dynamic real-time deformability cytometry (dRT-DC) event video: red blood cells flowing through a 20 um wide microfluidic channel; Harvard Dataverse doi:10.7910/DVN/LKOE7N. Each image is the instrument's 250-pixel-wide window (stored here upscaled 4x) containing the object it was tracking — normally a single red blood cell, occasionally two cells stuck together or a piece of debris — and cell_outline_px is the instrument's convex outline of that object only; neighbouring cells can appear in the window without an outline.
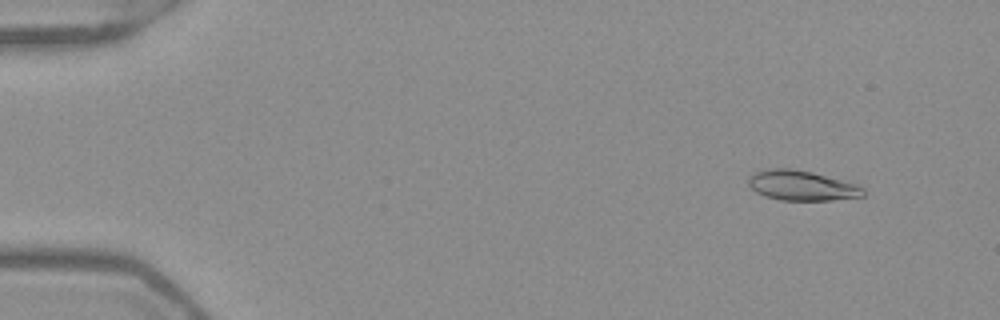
{"species": "Egyptian fruit bat (a non-hibernating species)", "species_latin": "Rousettus aegyptiacus", "temperature_condition": "warm", "stored_images_in_passage": 52, "camera_frame_rate_fps": 3000, "um_per_image_px": 0.085, "frame": {"image": 1, "passage_image": 5, "time_ms": 1.333, "image_size_px": [1000, 320], "cell_outline_px": [[864, 196], [832, 200], [780, 200], [764, 196], [756, 192], [748, 184], [748, 176], [756, 172], [768, 168], [792, 168], [812, 172], [856, 184], [864, 188]], "centroid_in_image_um": [68.12, 15.77], "position_along_channel_um": 16.9, "area_um2": 20.06}}
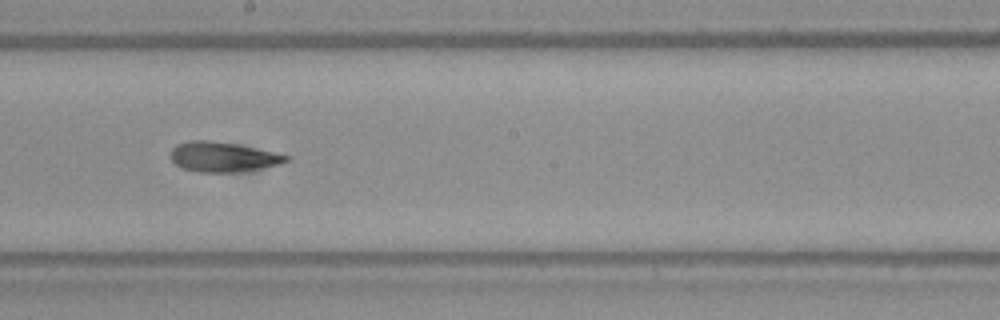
{"frame": {"image": 2, "passage_image": 30, "time_ms": 9.667, "image_size_px": [1000, 320], "cell_outline_px": [[292, 156], [288, 160], [280, 164], [240, 172], [196, 172], [184, 168], [176, 164], [168, 156], [172, 148], [176, 144], [192, 140], [208, 140], [236, 144], [276, 152]], "centroid_in_image_um": [18.94, 13.33], "position_along_channel_um": 229.3, "area_um2": 20.23}}
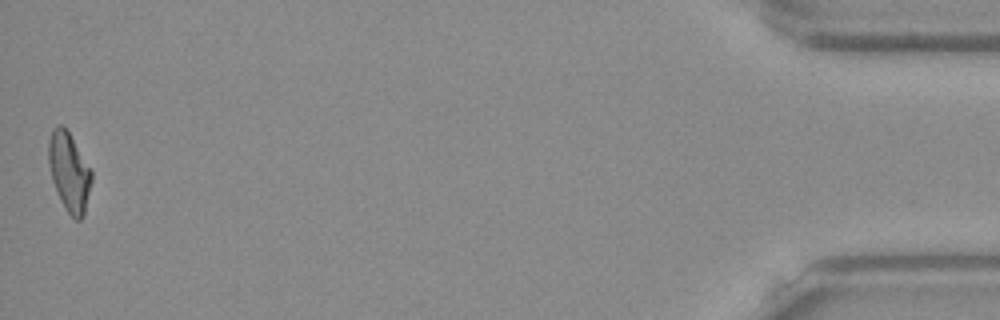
{"frame": {"image": 3, "passage_image": 52, "time_ms": 17.0, "image_size_px": [1000, 320], "cell_outline_px": [[92, 180], [84, 216], [80, 220], [76, 220], [68, 212], [60, 200], [52, 180], [48, 164], [48, 140], [52, 128], [56, 124], [64, 124], [92, 172]], "centroid_in_image_um": [5.86, 14.58], "position_along_channel_um": 429.3, "area_um2": 19.83}, "authors_computed_cell_mechanics": {"area_um2": 20.0566, "velocity_mm_per_s": 3.9468, "shape_relaxation_time_tau1_ms": 5.0446, "shape_relaxation_time_tau2_ms": 2.4293, "deformation_change_tau1": 0.1966, "deformation_change_tau2": 0.1094}}